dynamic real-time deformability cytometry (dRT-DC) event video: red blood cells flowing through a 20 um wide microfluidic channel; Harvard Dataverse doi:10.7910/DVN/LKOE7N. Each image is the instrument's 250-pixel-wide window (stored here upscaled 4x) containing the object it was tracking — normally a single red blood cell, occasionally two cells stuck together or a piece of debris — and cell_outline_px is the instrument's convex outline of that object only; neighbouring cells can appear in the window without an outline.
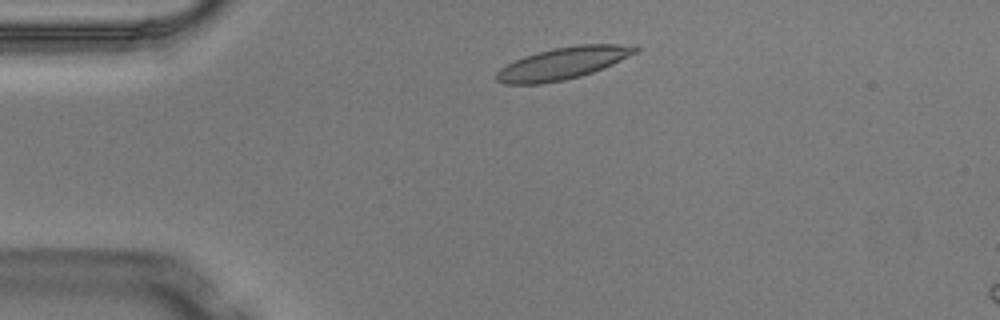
{"species": "Egyptian fruit bat (a non-hibernating species)", "species_latin": "Rousettus aegyptiacus", "temperature_condition": "warm", "stored_images_in_passage": 4, "camera_frame_rate_fps": 3000, "um_per_image_px": 0.085, "animal": {"sex": "male"}, "frame": {"image": 1, "passage_image": 2, "time_ms": 0.333, "image_size_px": [1000, 320], "cell_outline_px": [[640, 48], [636, 52], [604, 68], [580, 76], [564, 80], [540, 84], [504, 84], [496, 80], [496, 72], [500, 68], [524, 56], [552, 48], [576, 44], [620, 44]], "centroid_in_image_um": [47.81, 5.38], "position_along_channel_um": 37.2, "area_um2": 25.72}}